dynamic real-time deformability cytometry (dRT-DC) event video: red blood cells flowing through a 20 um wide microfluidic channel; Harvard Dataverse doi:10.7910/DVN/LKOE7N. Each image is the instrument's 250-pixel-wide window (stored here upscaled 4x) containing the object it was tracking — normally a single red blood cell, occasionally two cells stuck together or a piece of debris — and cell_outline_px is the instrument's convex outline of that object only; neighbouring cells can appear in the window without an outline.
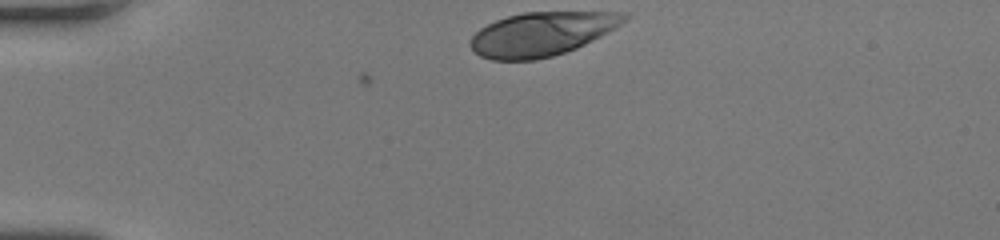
{"species": "human", "species_latin": "Homo sapiens", "temperature_condition": "room temperature", "stored_images_in_passage": 30, "camera_frame_rate_fps": 3000, "um_per_image_px": 0.085, "donor": {"sex": "female"}, "frame": {"image": 1, "passage_image": 1, "time_ms": 0.0, "image_size_px": [1000, 240], "cell_outline_px": [[628, 16], [620, 24], [592, 40], [576, 48], [552, 56], [536, 60], [492, 60], [480, 56], [468, 44], [472, 36], [480, 28], [496, 20], [508, 16], [524, 12], [628, 12]], "centroid_in_image_um": [46.0, 2.88], "position_along_channel_um": 39.0, "area_um2": 38.9}}
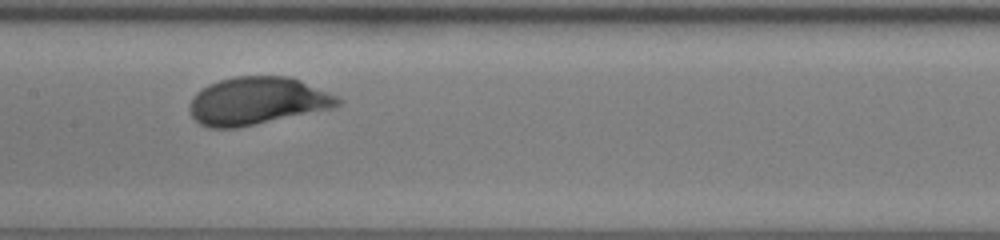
{"frame": {"image": 2, "passage_image": 15, "time_ms": 4.667, "image_size_px": [1000, 240], "cell_outline_px": [[340, 104], [332, 108], [240, 128], [208, 128], [200, 124], [192, 116], [188, 108], [192, 96], [196, 92], [208, 84], [220, 80], [236, 76], [288, 76], [300, 80], [328, 92], [336, 96], [340, 100]], "centroid_in_image_um": [21.81, 8.59], "position_along_channel_um": 185.6, "area_um2": 41.21}}
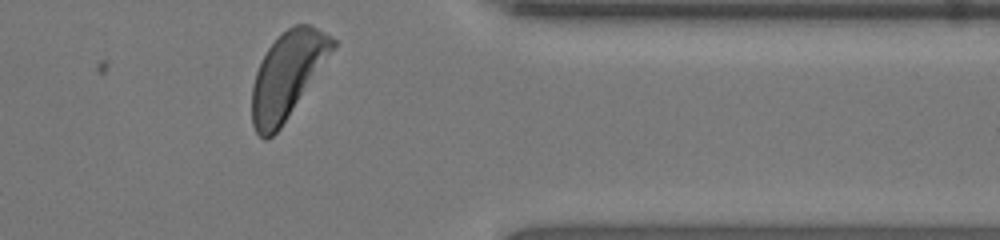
{"frame": {"image": 3, "passage_image": 30, "time_ms": 9.667, "image_size_px": [1000, 240], "cell_outline_px": [[336, 44], [280, 128], [272, 136], [264, 140], [256, 132], [252, 124], [252, 84], [256, 72], [268, 48], [276, 36], [288, 28], [296, 24], [312, 24], [336, 40]], "centroid_in_image_um": [24.38, 6.36], "position_along_channel_um": 387.0, "area_um2": 39.48}, "authors_computed_cell_mechanics": {"area_um2": 39.8242, "velocity_mm_per_s": 4.2232, "shape_relaxation_time_tau1_ms": 1.6928, "shape_relaxation_time_tau2_ms": null, "deformation_change_tau1": 0.1293, "deformation_change_tau2": null}}